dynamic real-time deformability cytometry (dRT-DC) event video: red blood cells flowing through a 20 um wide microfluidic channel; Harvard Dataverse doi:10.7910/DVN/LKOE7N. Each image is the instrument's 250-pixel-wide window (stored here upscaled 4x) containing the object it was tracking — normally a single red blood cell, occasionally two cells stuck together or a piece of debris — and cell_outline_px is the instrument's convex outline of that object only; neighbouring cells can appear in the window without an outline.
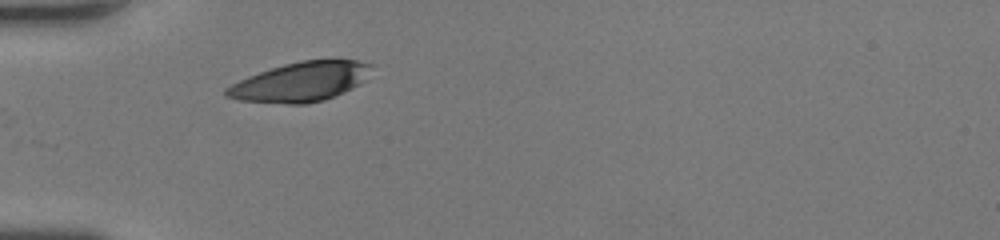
{"species": "human", "species_latin": "Homo sapiens", "temperature_condition": "room temperature", "stored_images_in_passage": 19, "camera_frame_rate_fps": 3000, "um_per_image_px": 0.085, "donor": {"sex": "female"}, "frame": {"image": 1, "passage_image": 1, "time_ms": 0.0, "image_size_px": [1000, 240], "cell_outline_px": [[372, 64], [364, 80], [360, 84], [344, 92], [324, 100], [308, 104], [288, 104], [240, 100], [224, 96], [224, 88], [248, 76], [284, 64], [304, 60], [356, 60]], "centroid_in_image_um": [25.52, 6.97], "position_along_channel_um": 59.5, "area_um2": 33.0}}
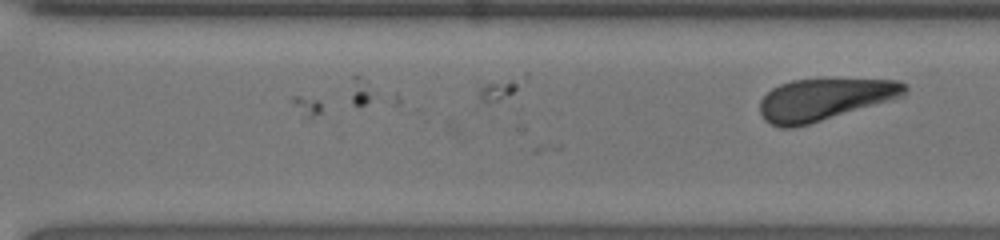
{"frame": {"image": 2, "passage_image": 19, "time_ms": 6.0, "image_size_px": [1000, 240], "cell_outline_px": [[908, 92], [904, 96], [808, 124], [792, 128], [780, 128], [764, 120], [760, 112], [760, 100], [772, 88], [780, 84], [792, 80], [896, 80], [904, 84], [908, 88]], "centroid_in_image_um": [70.04, 8.46], "position_along_channel_um": 300.6, "area_um2": 34.8}}